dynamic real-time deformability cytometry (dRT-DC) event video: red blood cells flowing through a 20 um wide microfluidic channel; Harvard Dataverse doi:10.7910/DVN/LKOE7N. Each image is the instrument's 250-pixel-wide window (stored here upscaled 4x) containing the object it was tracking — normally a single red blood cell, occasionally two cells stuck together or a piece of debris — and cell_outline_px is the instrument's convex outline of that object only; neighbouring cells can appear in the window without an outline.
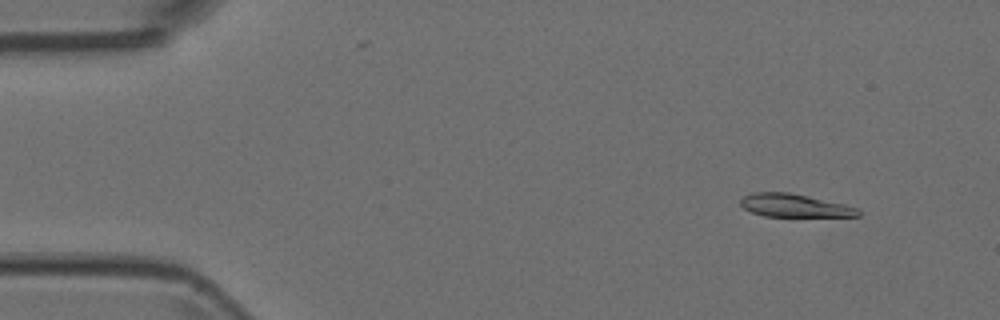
{"species": "Egyptian fruit bat (a non-hibernating species)", "species_latin": "Rousettus aegyptiacus", "temperature_condition": "room temperature", "stored_images_in_passage": 8, "camera_frame_rate_fps": 3000, "um_per_image_px": 0.085, "animal": {"sex": "female"}, "frame": {"image": 1, "passage_image": 2, "time_ms": 0.333, "image_size_px": [1000, 320], "cell_outline_px": [[860, 216], [764, 216], [752, 212], [744, 208], [740, 204], [740, 200], [744, 196], [752, 192], [788, 192], [808, 196], [844, 204], [856, 208], [860, 212]], "centroid_in_image_um": [67.49, 17.46], "position_along_channel_um": 17.5, "area_um2": 15.61}}
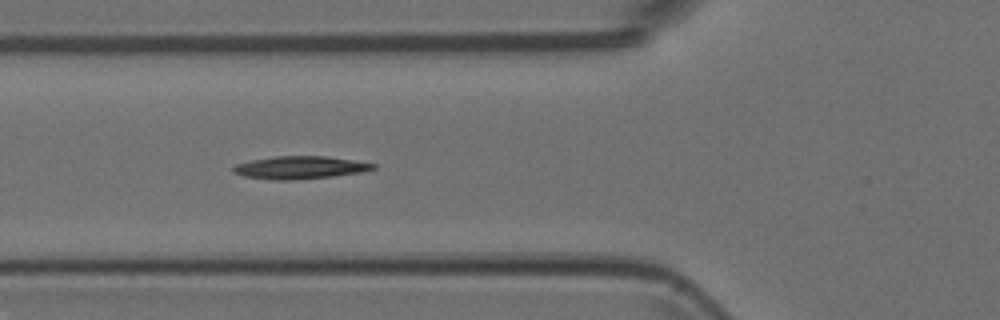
{"frame": {"image": 2, "passage_image": 6, "time_ms": 1.667, "image_size_px": [1000, 320], "cell_outline_px": [[376, 168], [364, 172], [332, 176], [292, 180], [276, 180], [244, 176], [232, 172], [232, 168], [236, 164], [252, 160], [276, 156], [324, 156], [352, 160], [376, 164]], "centroid_in_image_um": [25.5, 14.24], "position_along_channel_um": 100.3, "area_um2": 18.38}}
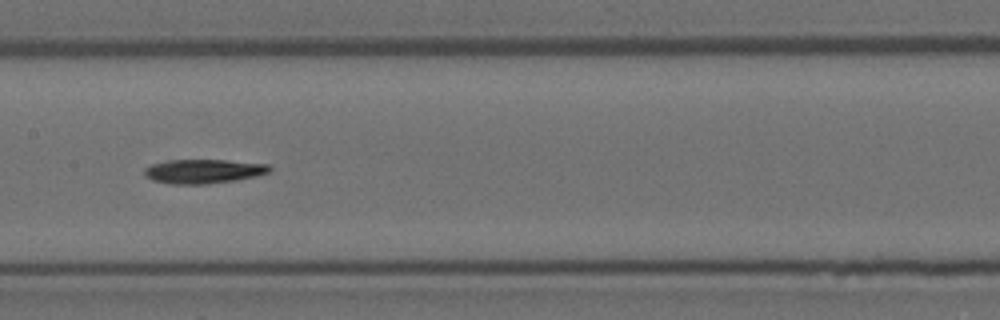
{"frame": {"image": 3, "passage_image": 8, "time_ms": 2.333, "image_size_px": [1000, 320], "cell_outline_px": [[272, 168], [268, 172], [256, 176], [236, 180], [208, 184], [168, 184], [152, 180], [144, 176], [144, 168], [152, 164], [168, 160], [224, 160], [268, 164]], "centroid_in_image_um": [17.26, 14.56], "position_along_channel_um": 190.1, "area_um2": 17.69}}